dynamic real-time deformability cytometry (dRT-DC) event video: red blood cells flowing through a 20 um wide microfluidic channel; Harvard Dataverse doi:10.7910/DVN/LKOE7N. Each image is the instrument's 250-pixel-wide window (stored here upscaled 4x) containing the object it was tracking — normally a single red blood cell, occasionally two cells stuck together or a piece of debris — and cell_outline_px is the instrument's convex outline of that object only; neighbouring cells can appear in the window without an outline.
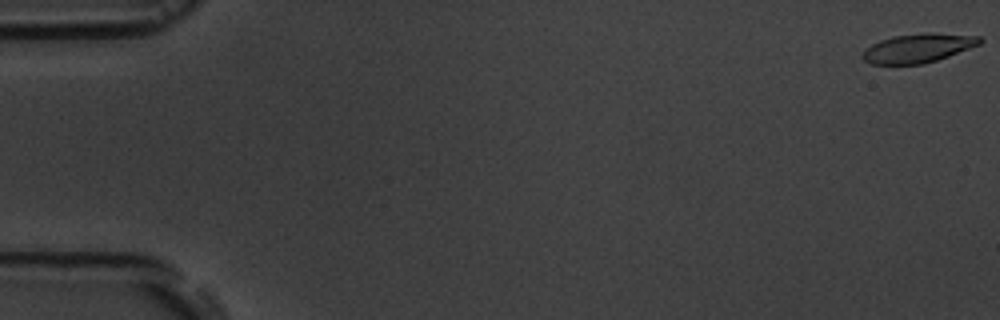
{"species": "common noctule bat (a hibernating species)", "species_latin": "Nyctalus noctula", "temperature_condition": "room temperature", "stored_images_in_passage": 10, "camera_frame_rate_fps": 3000, "um_per_image_px": 0.085, "animal": {"sex": "male", "body_mass_g": 19.5, "forearm_length_mm": 54.6}, "frame": {"image": 1, "passage_image": 1, "time_ms": 0.0, "image_size_px": [1000, 320], "cell_outline_px": [[984, 40], [980, 44], [948, 56], [924, 64], [872, 64], [864, 60], [860, 56], [872, 44], [880, 40], [892, 36], [924, 32], [932, 32], [980, 36]], "centroid_in_image_um": [78.05, 4.07], "position_along_channel_um": 6.9, "area_um2": 19.83}}
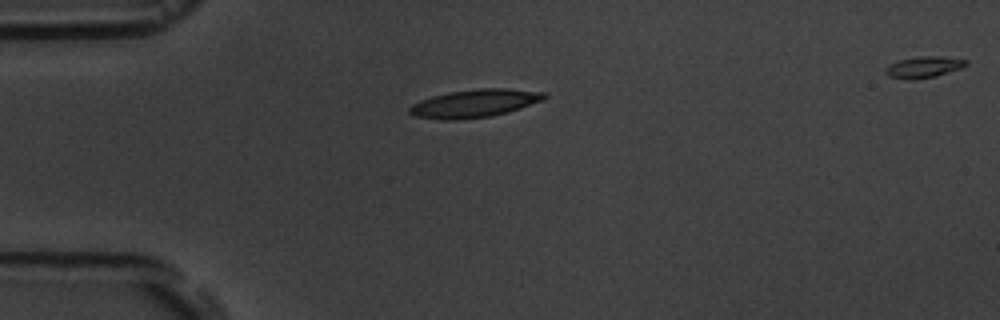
{"frame": {"image": 2, "passage_image": 5, "time_ms": 4.667, "image_size_px": [1000, 320], "cell_outline_px": [[548, 96], [544, 100], [520, 108], [492, 116], [456, 120], [440, 120], [416, 116], [408, 112], [408, 108], [412, 104], [420, 100], [432, 96], [448, 92], [480, 88], [504, 88], [544, 92]], "centroid_in_image_um": [40.32, 8.79], "position_along_channel_um": 44.7, "area_um2": 22.02}}
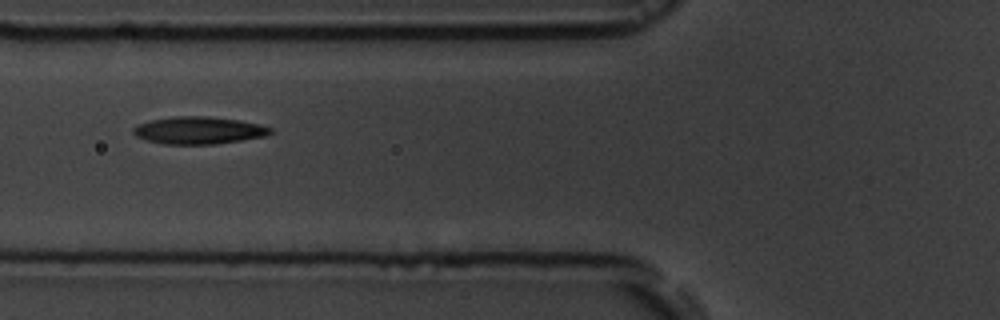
{"frame": {"image": 3, "passage_image": 7, "time_ms": 7.0, "image_size_px": [1000, 320], "cell_outline_px": [[272, 132], [264, 136], [216, 144], [160, 144], [144, 140], [136, 136], [132, 132], [132, 128], [136, 124], [152, 120], [172, 116], [208, 116], [240, 120], [260, 124], [272, 128]], "centroid_in_image_um": [16.84, 11.08], "position_along_channel_um": 109.0, "area_um2": 22.02}}